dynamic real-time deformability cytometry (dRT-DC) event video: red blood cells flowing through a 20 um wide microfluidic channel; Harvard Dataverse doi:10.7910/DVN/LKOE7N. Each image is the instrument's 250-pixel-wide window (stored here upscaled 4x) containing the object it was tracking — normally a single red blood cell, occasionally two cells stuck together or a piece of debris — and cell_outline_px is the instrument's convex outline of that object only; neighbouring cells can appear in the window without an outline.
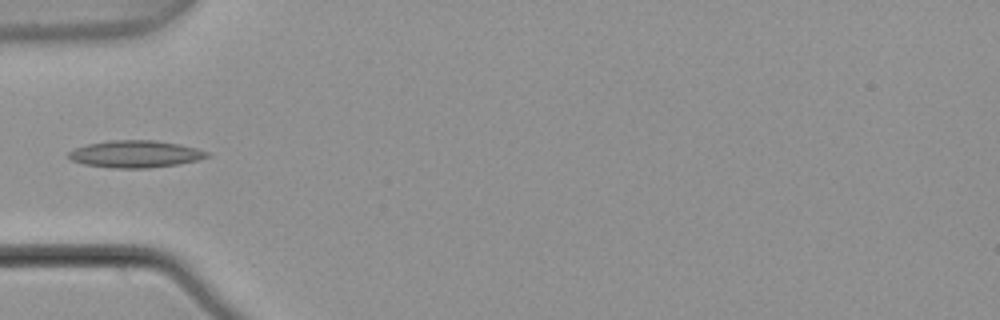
{"species": "common noctule bat (a hibernating species)", "species_latin": "Nyctalus noctula", "temperature_condition": "warm", "stored_images_in_passage": 3, "camera_frame_rate_fps": 3000, "um_per_image_px": 0.085, "animal": {"sex": "male", "body_mass_g": 21.5, "forearm_length_mm": 52.0}, "frame": {"image": 1, "passage_image": 3, "time_ms": 0.667, "image_size_px": [1000, 320], "cell_outline_px": [[212, 156], [196, 160], [176, 164], [148, 168], [112, 168], [84, 164], [72, 160], [68, 156], [68, 152], [76, 148], [88, 144], [108, 140], [156, 140], [180, 144], [196, 148], [208, 152]], "centroid_in_image_um": [11.51, 13.09], "position_along_channel_um": 73.5, "area_um2": 21.79}}